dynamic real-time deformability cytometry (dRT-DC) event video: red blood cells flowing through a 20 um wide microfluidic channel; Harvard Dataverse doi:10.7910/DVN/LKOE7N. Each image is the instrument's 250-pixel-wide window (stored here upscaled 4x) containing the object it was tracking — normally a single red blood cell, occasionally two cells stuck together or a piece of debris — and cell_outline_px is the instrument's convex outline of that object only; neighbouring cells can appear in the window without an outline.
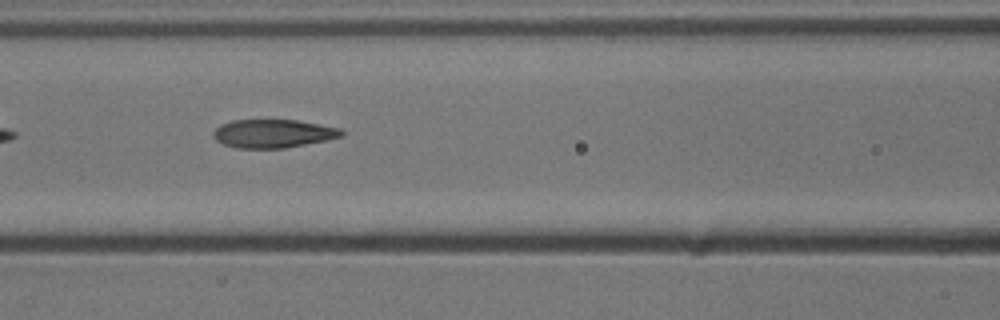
{"species": "common noctule bat (a hibernating species)", "species_latin": "Nyctalus noctula", "temperature_condition": "cold", "stored_images_in_passage": 14, "camera_frame_rate_fps": 3000, "um_per_image_px": 0.085, "animal": {"sex": "male", "body_mass_g": 13.3}, "frame": {"image": 1, "passage_image": 6, "time_ms": 1.667, "image_size_px": [1000, 320], "cell_outline_px": [[344, 136], [284, 148], [236, 148], [224, 144], [216, 140], [212, 136], [212, 132], [220, 124], [232, 120], [296, 120], [340, 128], [344, 132]], "centroid_in_image_um": [23.18, 11.35], "position_along_channel_um": 143.4, "area_um2": 21.1}}
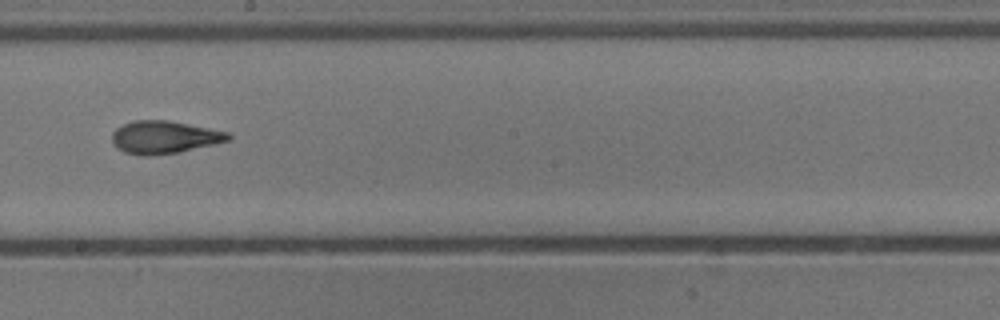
{"frame": {"image": 2, "passage_image": 8, "time_ms": 2.333, "image_size_px": [1000, 320], "cell_outline_px": [[232, 136], [228, 140], [180, 152], [148, 156], [144, 156], [124, 152], [116, 148], [112, 144], [112, 132], [116, 128], [124, 124], [136, 120], [168, 120], [232, 132]], "centroid_in_image_um": [13.95, 11.66], "position_along_channel_um": 234.2, "area_um2": 22.25}}
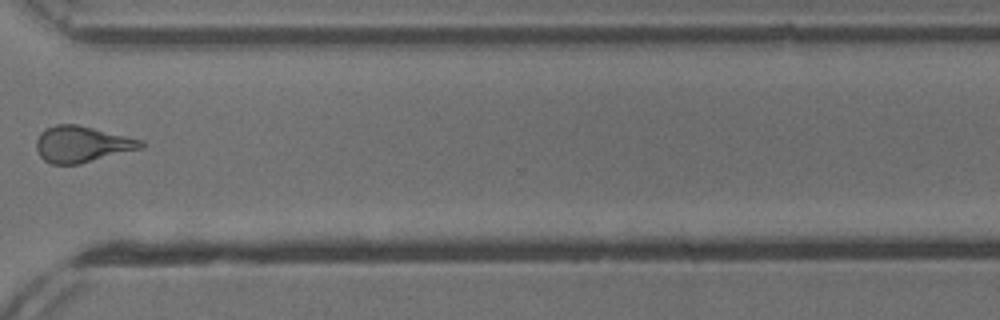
{"frame": {"image": 3, "passage_image": 11, "time_ms": 3.333, "image_size_px": [1000, 320], "cell_outline_px": [[144, 148], [80, 164], [52, 164], [44, 160], [40, 156], [36, 148], [36, 140], [40, 132], [56, 124], [76, 124], [144, 140]], "centroid_in_image_um": [6.98, 12.26], "position_along_channel_um": 363.6, "area_um2": 22.14}}